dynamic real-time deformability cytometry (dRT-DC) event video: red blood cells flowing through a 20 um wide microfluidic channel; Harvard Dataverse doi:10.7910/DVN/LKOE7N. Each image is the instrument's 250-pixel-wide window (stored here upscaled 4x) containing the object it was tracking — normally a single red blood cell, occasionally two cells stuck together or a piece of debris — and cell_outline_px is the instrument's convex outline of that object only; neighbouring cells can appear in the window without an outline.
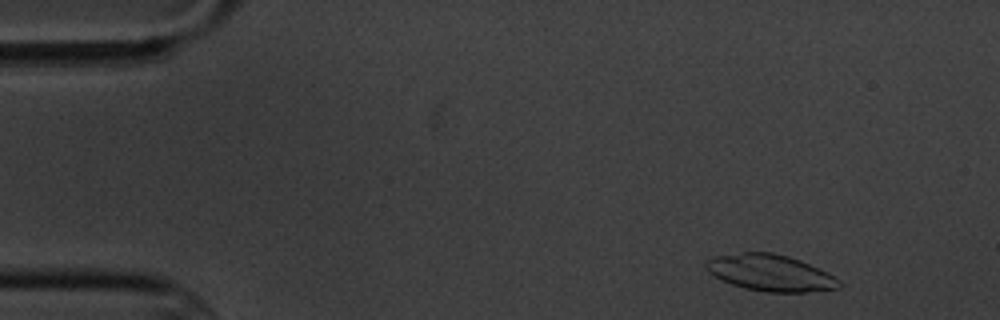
{"species": "common noctule bat (a hibernating species)", "species_latin": "Nyctalus noctula", "temperature_condition": "cold", "stored_images_in_passage": 4, "camera_frame_rate_fps": 3000, "um_per_image_px": 0.085, "animal": {"sex": "male", "body_mass_g": 20.1, "forearm_length_mm": 53.5}, "frame": {"image": 1, "passage_image": 1, "time_ms": 0.0, "image_size_px": [1000, 320], "cell_outline_px": [[840, 288], [804, 292], [764, 292], [744, 288], [732, 284], [708, 272], [704, 268], [704, 260], [712, 256], [744, 252], [772, 252], [788, 256], [800, 260], [840, 280]], "centroid_in_image_um": [65.41, 23.18], "position_along_channel_um": 19.6, "area_um2": 28.15}}
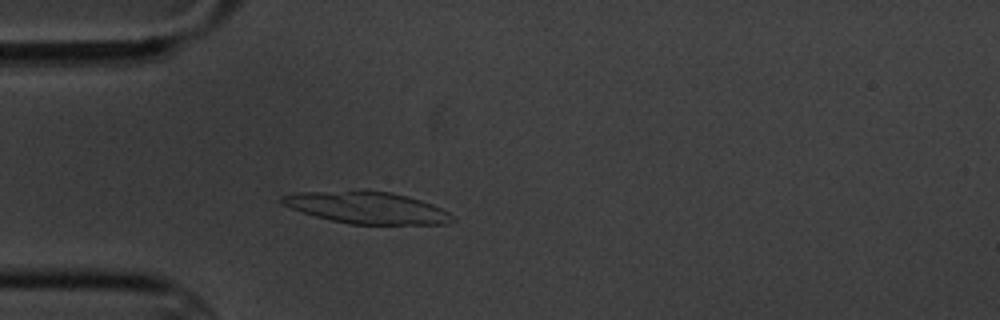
{"frame": {"image": 2, "passage_image": 4, "time_ms": 3.333, "image_size_px": [1000, 320], "cell_outline_px": [[456, 220], [444, 224], [352, 224], [332, 220], [316, 216], [292, 208], [284, 204], [280, 200], [280, 196], [292, 192], [392, 192], [420, 200], [432, 204], [456, 216]], "centroid_in_image_um": [31.24, 17.67], "position_along_channel_um": 53.8, "area_um2": 30.81}}